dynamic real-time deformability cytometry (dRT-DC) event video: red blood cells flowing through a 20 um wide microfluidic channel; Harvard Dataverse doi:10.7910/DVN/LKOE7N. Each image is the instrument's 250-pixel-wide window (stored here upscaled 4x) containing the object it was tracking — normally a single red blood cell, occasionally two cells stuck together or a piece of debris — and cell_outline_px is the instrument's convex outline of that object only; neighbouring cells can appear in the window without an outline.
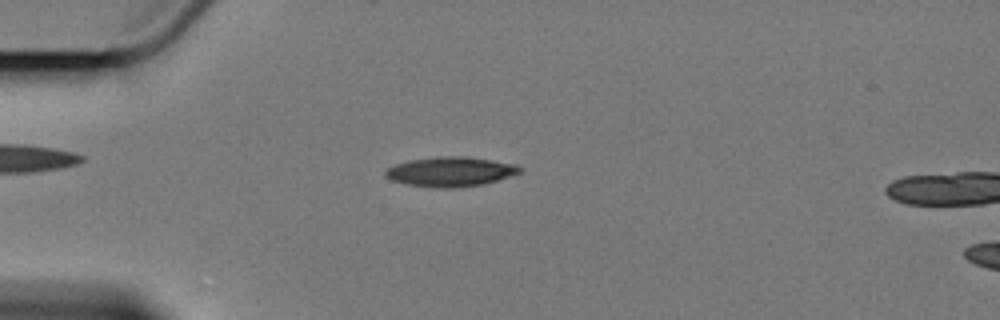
{"species": "Egyptian fruit bat (a non-hibernating species)", "species_latin": "Rousettus aegyptiacus", "temperature_condition": "cold", "stored_images_in_passage": 4, "camera_frame_rate_fps": 3000, "um_per_image_px": 0.085, "animal": {"sex": "female"}, "frame": {"image": 1, "passage_image": 3, "time_ms": 2.333, "image_size_px": [1000, 320], "cell_outline_px": [[524, 172], [484, 184], [452, 188], [444, 188], [408, 184], [392, 180], [384, 176], [384, 168], [396, 164], [412, 160], [440, 156], [464, 156], [516, 164], [524, 168]], "centroid_in_image_um": [38.33, 14.59], "position_along_channel_um": 46.7, "area_um2": 23.18}}